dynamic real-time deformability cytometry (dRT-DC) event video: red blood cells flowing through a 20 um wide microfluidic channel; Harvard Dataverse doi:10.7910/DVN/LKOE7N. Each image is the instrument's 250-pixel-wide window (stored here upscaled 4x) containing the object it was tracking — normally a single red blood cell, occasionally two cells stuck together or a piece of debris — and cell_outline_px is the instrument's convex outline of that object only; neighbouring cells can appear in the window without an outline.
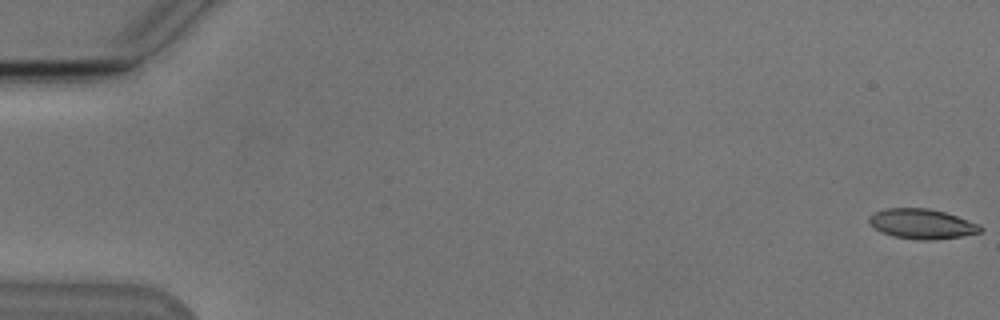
{"species": "Egyptian fruit bat (a non-hibernating species)", "species_latin": "Rousettus aegyptiacus", "temperature_condition": "cold", "stored_images_in_passage": 54, "camera_frame_rate_fps": 3000, "um_per_image_px": 0.085, "animal": {"sex": "male"}, "frame": {"image": 1, "passage_image": 1, "time_ms": 0.0, "image_size_px": [1000, 320], "cell_outline_px": [[984, 228], [980, 232], [960, 236], [932, 240], [920, 240], [892, 236], [880, 232], [868, 220], [868, 216], [876, 212], [888, 208], [928, 208], [944, 212], [980, 224]], "centroid_in_image_um": [78.36, 19.03], "position_along_channel_um": 6.6, "area_um2": 19.25}}
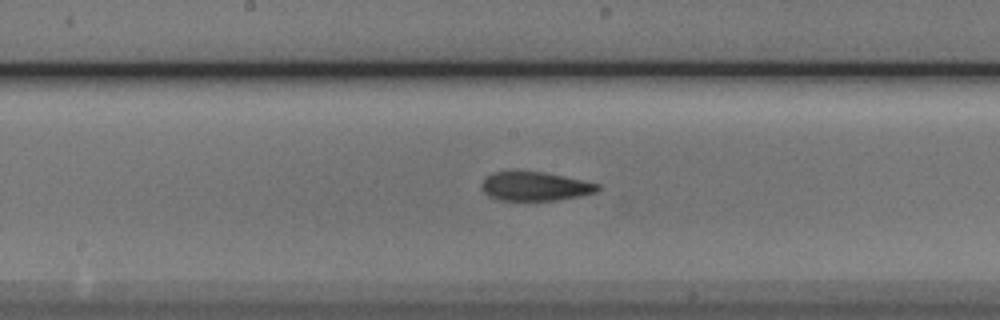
{"frame": {"image": 2, "passage_image": 29, "time_ms": 9.333, "image_size_px": [1000, 320], "cell_outline_px": [[600, 188], [596, 192], [580, 196], [556, 200], [500, 200], [488, 196], [480, 188], [480, 184], [484, 176], [492, 172], [512, 168], [544, 172], [584, 180], [600, 184]], "centroid_in_image_um": [45.39, 15.79], "position_along_channel_um": 202.8, "area_um2": 20.4}}
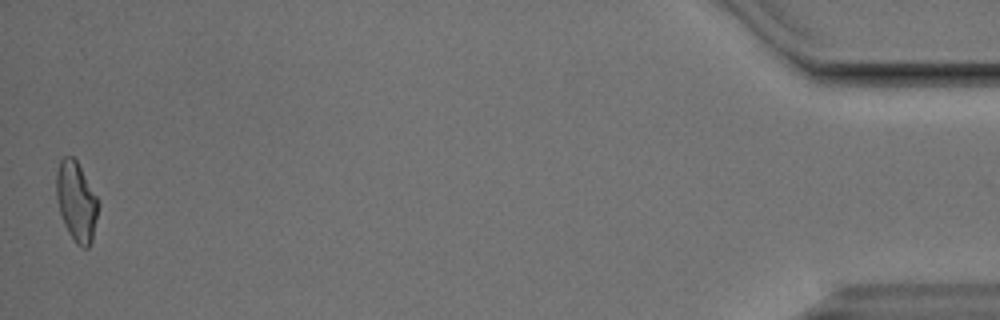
{"frame": {"image": 3, "passage_image": 54, "time_ms": 17.667, "image_size_px": [1000, 320], "cell_outline_px": [[100, 204], [92, 240], [88, 248], [80, 248], [76, 244], [68, 232], [64, 224], [60, 212], [56, 196], [56, 172], [60, 160], [64, 156], [72, 156], [76, 160], [96, 196]], "centroid_in_image_um": [6.49, 17.15], "position_along_channel_um": 428.7, "area_um2": 19.42}, "authors_computed_cell_mechanics": {"area_um2": 19.8543, "velocity_mm_per_s": 3.8208, "shape_relaxation_time_tau1_ms": 4.4667, "shape_relaxation_time_tau2_ms": 2.9656, "deformation_change_tau1": 0.1602, "deformation_change_tau2": 0.1127}}